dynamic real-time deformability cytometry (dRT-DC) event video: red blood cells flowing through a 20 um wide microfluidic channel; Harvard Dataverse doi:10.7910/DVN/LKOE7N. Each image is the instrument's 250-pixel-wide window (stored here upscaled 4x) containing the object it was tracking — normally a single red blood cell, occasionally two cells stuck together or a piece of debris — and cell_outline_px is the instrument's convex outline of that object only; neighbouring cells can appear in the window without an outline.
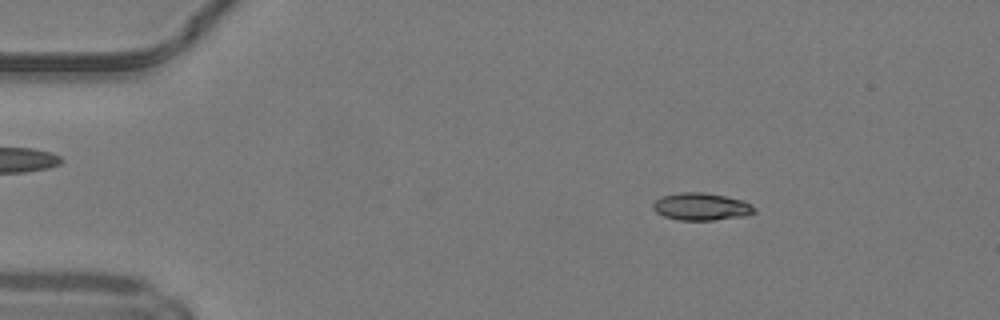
{"species": "common noctule bat (a hibernating species)", "species_latin": "Nyctalus noctula", "temperature_condition": "warm", "stored_images_in_passage": 43, "camera_frame_rate_fps": 3000, "um_per_image_px": 0.085, "animal": {"sex": "male", "body_mass_g": 19.2, "forearm_length_mm": 51.8}, "frame": {"image": 1, "passage_image": 2, "time_ms": 0.333, "image_size_px": [1000, 320], "cell_outline_px": [[756, 212], [744, 216], [712, 220], [680, 220], [664, 216], [656, 212], [652, 208], [652, 204], [656, 200], [664, 196], [680, 192], [704, 192], [744, 200], [752, 204], [756, 208]], "centroid_in_image_um": [59.64, 17.56], "position_along_channel_um": 25.4, "area_um2": 16.18}}
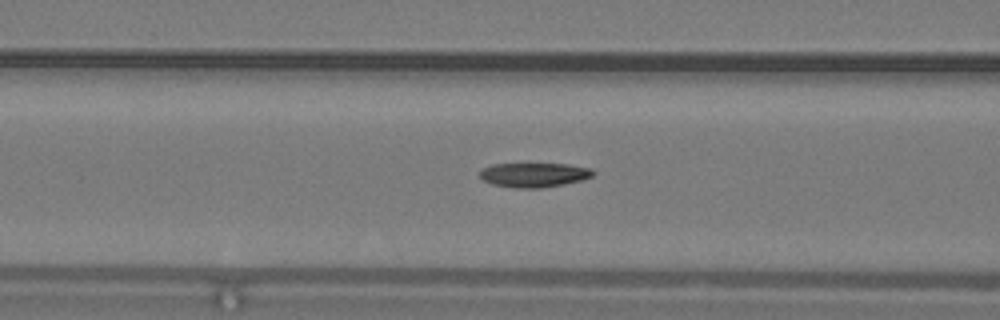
{"frame": {"image": 2, "passage_image": 14, "time_ms": 4.333, "image_size_px": [1000, 320], "cell_outline_px": [[596, 172], [592, 176], [580, 180], [564, 184], [544, 188], [516, 188], [492, 184], [484, 180], [480, 176], [480, 172], [484, 168], [492, 164], [568, 164], [592, 168]], "centroid_in_image_um": [45.43, 14.86], "position_along_channel_um": 121.2, "area_um2": 16.07}}
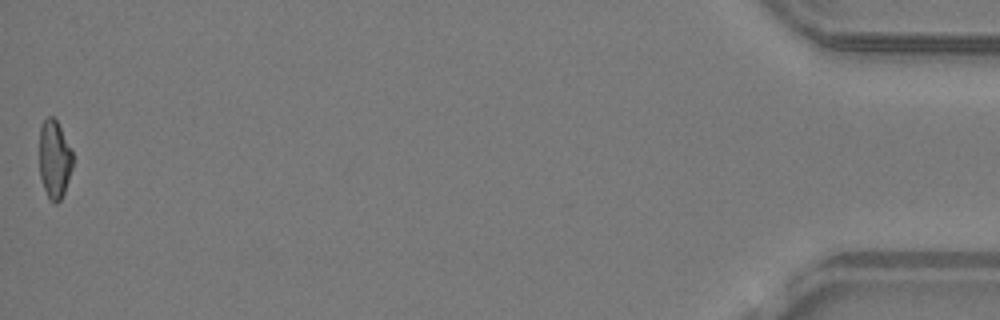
{"frame": {"image": 3, "passage_image": 43, "time_ms": 14.0, "image_size_px": [1000, 320], "cell_outline_px": [[72, 168], [64, 192], [60, 200], [56, 204], [48, 200], [40, 176], [40, 128], [44, 120], [48, 116], [52, 116], [56, 120], [72, 148]], "centroid_in_image_um": [4.63, 13.55], "position_along_channel_um": 430.6, "area_um2": 15.2}, "authors_computed_cell_mechanics": {"area_um2": 16.2418, "velocity_mm_per_s": 4.2152, "shape_relaxation_time_tau1_ms": 6.7642, "shape_relaxation_time_tau2_ms": 3.2696, "deformation_change_tau1": 0.2079, "deformation_change_tau2": 0.1022}}